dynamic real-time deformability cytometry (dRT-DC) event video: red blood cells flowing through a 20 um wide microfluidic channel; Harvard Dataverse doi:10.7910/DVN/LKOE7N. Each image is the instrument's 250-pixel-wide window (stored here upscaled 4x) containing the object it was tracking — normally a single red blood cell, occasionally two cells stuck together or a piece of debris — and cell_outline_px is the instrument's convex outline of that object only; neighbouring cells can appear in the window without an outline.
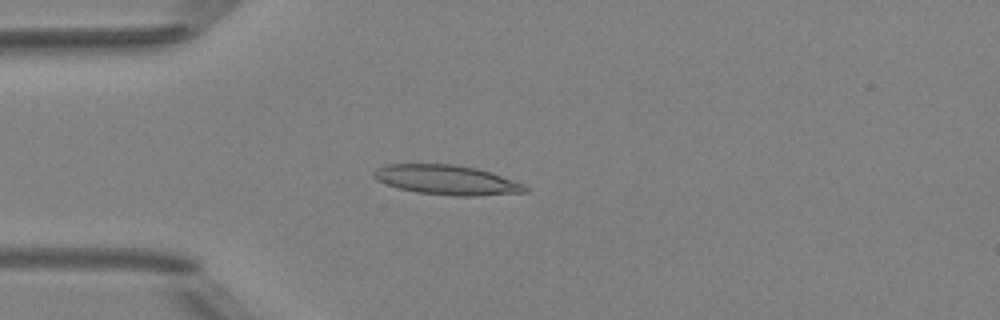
{"species": "Egyptian fruit bat (a non-hibernating species)", "species_latin": "Rousettus aegyptiacus", "temperature_condition": "room temperature", "stored_images_in_passage": 4, "camera_frame_rate_fps": 3000, "um_per_image_px": 0.085, "animal": {"sex": "female"}, "frame": {"image": 1, "passage_image": 4, "time_ms": 3.333, "image_size_px": [1000, 320], "cell_outline_px": [[528, 192], [476, 196], [452, 196], [416, 192], [400, 188], [376, 180], [372, 176], [372, 172], [376, 168], [388, 164], [452, 164], [476, 168], [524, 184], [528, 188]], "centroid_in_image_um": [37.95, 15.3], "position_along_channel_um": 47.1, "area_um2": 26.01}}